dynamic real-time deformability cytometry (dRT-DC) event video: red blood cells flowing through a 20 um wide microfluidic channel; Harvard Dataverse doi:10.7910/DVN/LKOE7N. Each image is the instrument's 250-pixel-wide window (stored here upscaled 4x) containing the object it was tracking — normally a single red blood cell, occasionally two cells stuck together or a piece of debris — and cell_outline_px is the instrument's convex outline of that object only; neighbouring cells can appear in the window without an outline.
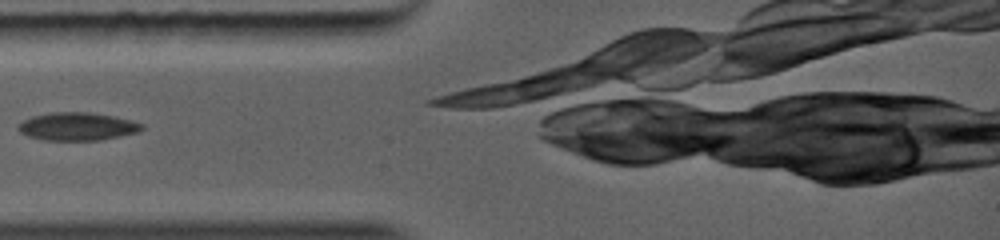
{"species": "common noctule bat (a hibernating species)", "species_latin": "Nyctalus noctula", "temperature_condition": "warm", "stored_images_in_passage": 15, "camera_frame_rate_fps": 5000, "um_per_image_px": 0.085, "animal": {"sex": "female", "body_mass_g": 19.0, "forearm_length_mm": 56.7}, "frame": {"image": 1, "passage_image": 1, "time_ms": 0.0, "image_size_px": [1000, 240], "cell_outline_px": [[144, 128], [140, 132], [100, 140], [44, 140], [28, 136], [20, 132], [16, 128], [24, 120], [32, 116], [52, 112], [88, 112], [112, 116], [132, 120], [144, 124]], "centroid_in_image_um": [6.6, 10.75], "position_along_channel_um": 78.4, "area_um2": 20.17}}